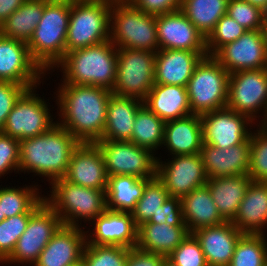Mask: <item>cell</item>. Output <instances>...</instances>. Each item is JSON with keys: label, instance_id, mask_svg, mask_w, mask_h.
Returning <instances> with one entry per match:
<instances>
[{"label": "cell", "instance_id": "cell-1", "mask_svg": "<svg viewBox=\"0 0 267 266\" xmlns=\"http://www.w3.org/2000/svg\"><path fill=\"white\" fill-rule=\"evenodd\" d=\"M56 104L62 127L80 143H95L103 136L112 91L92 86L59 84Z\"/></svg>", "mask_w": 267, "mask_h": 266}, {"label": "cell", "instance_id": "cell-2", "mask_svg": "<svg viewBox=\"0 0 267 266\" xmlns=\"http://www.w3.org/2000/svg\"><path fill=\"white\" fill-rule=\"evenodd\" d=\"M80 142L58 122L43 134L19 141V171L48 178H64L71 155Z\"/></svg>", "mask_w": 267, "mask_h": 266}, {"label": "cell", "instance_id": "cell-3", "mask_svg": "<svg viewBox=\"0 0 267 266\" xmlns=\"http://www.w3.org/2000/svg\"><path fill=\"white\" fill-rule=\"evenodd\" d=\"M117 54L118 49L107 40L65 53L52 70L61 67L64 84L92 85L112 91L116 80Z\"/></svg>", "mask_w": 267, "mask_h": 266}, {"label": "cell", "instance_id": "cell-4", "mask_svg": "<svg viewBox=\"0 0 267 266\" xmlns=\"http://www.w3.org/2000/svg\"><path fill=\"white\" fill-rule=\"evenodd\" d=\"M71 0H45L41 20L27 46L32 58L47 73L66 53Z\"/></svg>", "mask_w": 267, "mask_h": 266}, {"label": "cell", "instance_id": "cell-5", "mask_svg": "<svg viewBox=\"0 0 267 266\" xmlns=\"http://www.w3.org/2000/svg\"><path fill=\"white\" fill-rule=\"evenodd\" d=\"M50 185L51 194L44 197L45 202L63 225L81 227L82 220L90 223L107 210L106 191L73 184L65 178L56 179Z\"/></svg>", "mask_w": 267, "mask_h": 266}, {"label": "cell", "instance_id": "cell-6", "mask_svg": "<svg viewBox=\"0 0 267 266\" xmlns=\"http://www.w3.org/2000/svg\"><path fill=\"white\" fill-rule=\"evenodd\" d=\"M110 41L117 49L157 52L156 16L135 8L128 0L112 2Z\"/></svg>", "mask_w": 267, "mask_h": 266}, {"label": "cell", "instance_id": "cell-7", "mask_svg": "<svg viewBox=\"0 0 267 266\" xmlns=\"http://www.w3.org/2000/svg\"><path fill=\"white\" fill-rule=\"evenodd\" d=\"M229 77L230 73L213 56L203 57L186 86L192 114L201 116L225 108Z\"/></svg>", "mask_w": 267, "mask_h": 266}, {"label": "cell", "instance_id": "cell-8", "mask_svg": "<svg viewBox=\"0 0 267 266\" xmlns=\"http://www.w3.org/2000/svg\"><path fill=\"white\" fill-rule=\"evenodd\" d=\"M109 1H72L66 53L110 40Z\"/></svg>", "mask_w": 267, "mask_h": 266}, {"label": "cell", "instance_id": "cell-9", "mask_svg": "<svg viewBox=\"0 0 267 266\" xmlns=\"http://www.w3.org/2000/svg\"><path fill=\"white\" fill-rule=\"evenodd\" d=\"M156 52L118 49L116 80L112 94L144 101L155 84Z\"/></svg>", "mask_w": 267, "mask_h": 266}, {"label": "cell", "instance_id": "cell-10", "mask_svg": "<svg viewBox=\"0 0 267 266\" xmlns=\"http://www.w3.org/2000/svg\"><path fill=\"white\" fill-rule=\"evenodd\" d=\"M226 107L248 116L254 122L263 116L257 124H264L267 120L266 68L231 73ZM259 111L262 114L258 116Z\"/></svg>", "mask_w": 267, "mask_h": 266}, {"label": "cell", "instance_id": "cell-11", "mask_svg": "<svg viewBox=\"0 0 267 266\" xmlns=\"http://www.w3.org/2000/svg\"><path fill=\"white\" fill-rule=\"evenodd\" d=\"M95 143L102 152L108 177L115 175L136 176L140 179L156 177L158 157L150 150L130 141L100 139Z\"/></svg>", "mask_w": 267, "mask_h": 266}, {"label": "cell", "instance_id": "cell-12", "mask_svg": "<svg viewBox=\"0 0 267 266\" xmlns=\"http://www.w3.org/2000/svg\"><path fill=\"white\" fill-rule=\"evenodd\" d=\"M36 88L27 89L16 101L8 114L2 133L20 141L39 136L57 123L53 122V116L49 112V102L35 93Z\"/></svg>", "mask_w": 267, "mask_h": 266}, {"label": "cell", "instance_id": "cell-13", "mask_svg": "<svg viewBox=\"0 0 267 266\" xmlns=\"http://www.w3.org/2000/svg\"><path fill=\"white\" fill-rule=\"evenodd\" d=\"M61 218L44 202L29 218L25 232L17 241L11 256L2 264L33 265L41 251L62 226Z\"/></svg>", "mask_w": 267, "mask_h": 266}, {"label": "cell", "instance_id": "cell-14", "mask_svg": "<svg viewBox=\"0 0 267 266\" xmlns=\"http://www.w3.org/2000/svg\"><path fill=\"white\" fill-rule=\"evenodd\" d=\"M157 158L156 176L170 196L182 198L207 183L200 153L172 156V160Z\"/></svg>", "mask_w": 267, "mask_h": 266}, {"label": "cell", "instance_id": "cell-15", "mask_svg": "<svg viewBox=\"0 0 267 266\" xmlns=\"http://www.w3.org/2000/svg\"><path fill=\"white\" fill-rule=\"evenodd\" d=\"M45 75L46 72L32 58L27 43L0 34V81L30 89L39 86Z\"/></svg>", "mask_w": 267, "mask_h": 266}, {"label": "cell", "instance_id": "cell-16", "mask_svg": "<svg viewBox=\"0 0 267 266\" xmlns=\"http://www.w3.org/2000/svg\"><path fill=\"white\" fill-rule=\"evenodd\" d=\"M201 122L203 143L221 148L243 143L252 132L248 127L257 123L227 107L202 114Z\"/></svg>", "mask_w": 267, "mask_h": 266}, {"label": "cell", "instance_id": "cell-17", "mask_svg": "<svg viewBox=\"0 0 267 266\" xmlns=\"http://www.w3.org/2000/svg\"><path fill=\"white\" fill-rule=\"evenodd\" d=\"M213 57L228 73L266 68L267 50L261 30L246 31L221 47Z\"/></svg>", "mask_w": 267, "mask_h": 266}, {"label": "cell", "instance_id": "cell-18", "mask_svg": "<svg viewBox=\"0 0 267 266\" xmlns=\"http://www.w3.org/2000/svg\"><path fill=\"white\" fill-rule=\"evenodd\" d=\"M156 31L159 50L207 52L205 36L181 10L157 15Z\"/></svg>", "mask_w": 267, "mask_h": 266}, {"label": "cell", "instance_id": "cell-19", "mask_svg": "<svg viewBox=\"0 0 267 266\" xmlns=\"http://www.w3.org/2000/svg\"><path fill=\"white\" fill-rule=\"evenodd\" d=\"M64 178L86 188L107 190L108 175L105 160L96 143H80L75 148Z\"/></svg>", "mask_w": 267, "mask_h": 266}, {"label": "cell", "instance_id": "cell-20", "mask_svg": "<svg viewBox=\"0 0 267 266\" xmlns=\"http://www.w3.org/2000/svg\"><path fill=\"white\" fill-rule=\"evenodd\" d=\"M85 228L62 225L41 251L32 266H76L82 261L86 244Z\"/></svg>", "mask_w": 267, "mask_h": 266}, {"label": "cell", "instance_id": "cell-21", "mask_svg": "<svg viewBox=\"0 0 267 266\" xmlns=\"http://www.w3.org/2000/svg\"><path fill=\"white\" fill-rule=\"evenodd\" d=\"M91 222L94 229L88 235L86 234V243L136 247L138 227L135 225L131 213L107 209Z\"/></svg>", "mask_w": 267, "mask_h": 266}, {"label": "cell", "instance_id": "cell-22", "mask_svg": "<svg viewBox=\"0 0 267 266\" xmlns=\"http://www.w3.org/2000/svg\"><path fill=\"white\" fill-rule=\"evenodd\" d=\"M200 155L207 178L248 174L250 137L243 143L228 148L203 143Z\"/></svg>", "mask_w": 267, "mask_h": 266}, {"label": "cell", "instance_id": "cell-23", "mask_svg": "<svg viewBox=\"0 0 267 266\" xmlns=\"http://www.w3.org/2000/svg\"><path fill=\"white\" fill-rule=\"evenodd\" d=\"M202 248L208 266H229L234 249L243 235L231 221L192 232Z\"/></svg>", "mask_w": 267, "mask_h": 266}, {"label": "cell", "instance_id": "cell-24", "mask_svg": "<svg viewBox=\"0 0 267 266\" xmlns=\"http://www.w3.org/2000/svg\"><path fill=\"white\" fill-rule=\"evenodd\" d=\"M207 52L162 49L156 52L155 84L186 87L195 67Z\"/></svg>", "mask_w": 267, "mask_h": 266}, {"label": "cell", "instance_id": "cell-25", "mask_svg": "<svg viewBox=\"0 0 267 266\" xmlns=\"http://www.w3.org/2000/svg\"><path fill=\"white\" fill-rule=\"evenodd\" d=\"M231 222L243 234H265V228L267 229V183L251 181L237 214Z\"/></svg>", "mask_w": 267, "mask_h": 266}, {"label": "cell", "instance_id": "cell-26", "mask_svg": "<svg viewBox=\"0 0 267 266\" xmlns=\"http://www.w3.org/2000/svg\"><path fill=\"white\" fill-rule=\"evenodd\" d=\"M202 144L203 135L200 115L191 114L165 123L162 147L165 146L170 155L198 154Z\"/></svg>", "mask_w": 267, "mask_h": 266}, {"label": "cell", "instance_id": "cell-27", "mask_svg": "<svg viewBox=\"0 0 267 266\" xmlns=\"http://www.w3.org/2000/svg\"><path fill=\"white\" fill-rule=\"evenodd\" d=\"M142 100L111 94L107 105L106 123L101 139L129 141Z\"/></svg>", "mask_w": 267, "mask_h": 266}, {"label": "cell", "instance_id": "cell-28", "mask_svg": "<svg viewBox=\"0 0 267 266\" xmlns=\"http://www.w3.org/2000/svg\"><path fill=\"white\" fill-rule=\"evenodd\" d=\"M143 102L165 122L192 114L184 86L154 84Z\"/></svg>", "mask_w": 267, "mask_h": 266}, {"label": "cell", "instance_id": "cell-29", "mask_svg": "<svg viewBox=\"0 0 267 266\" xmlns=\"http://www.w3.org/2000/svg\"><path fill=\"white\" fill-rule=\"evenodd\" d=\"M183 221L189 233L225 222L217 210L208 186L198 187L181 198Z\"/></svg>", "mask_w": 267, "mask_h": 266}, {"label": "cell", "instance_id": "cell-30", "mask_svg": "<svg viewBox=\"0 0 267 266\" xmlns=\"http://www.w3.org/2000/svg\"><path fill=\"white\" fill-rule=\"evenodd\" d=\"M252 179L248 174L208 178L206 185L225 221H232Z\"/></svg>", "mask_w": 267, "mask_h": 266}, {"label": "cell", "instance_id": "cell-31", "mask_svg": "<svg viewBox=\"0 0 267 266\" xmlns=\"http://www.w3.org/2000/svg\"><path fill=\"white\" fill-rule=\"evenodd\" d=\"M188 235L187 226L143 223L138 226L136 247L167 258Z\"/></svg>", "mask_w": 267, "mask_h": 266}, {"label": "cell", "instance_id": "cell-32", "mask_svg": "<svg viewBox=\"0 0 267 266\" xmlns=\"http://www.w3.org/2000/svg\"><path fill=\"white\" fill-rule=\"evenodd\" d=\"M150 179L136 176L115 175L108 177L106 207L110 211L131 213L142 197L145 184Z\"/></svg>", "mask_w": 267, "mask_h": 266}, {"label": "cell", "instance_id": "cell-33", "mask_svg": "<svg viewBox=\"0 0 267 266\" xmlns=\"http://www.w3.org/2000/svg\"><path fill=\"white\" fill-rule=\"evenodd\" d=\"M44 7L45 0H26L0 26V34L28 43L41 20Z\"/></svg>", "mask_w": 267, "mask_h": 266}, {"label": "cell", "instance_id": "cell-34", "mask_svg": "<svg viewBox=\"0 0 267 266\" xmlns=\"http://www.w3.org/2000/svg\"><path fill=\"white\" fill-rule=\"evenodd\" d=\"M22 186H0V205L2 215L5 218L13 217L20 214H33L44 202L45 198L39 193V185Z\"/></svg>", "mask_w": 267, "mask_h": 266}, {"label": "cell", "instance_id": "cell-35", "mask_svg": "<svg viewBox=\"0 0 267 266\" xmlns=\"http://www.w3.org/2000/svg\"><path fill=\"white\" fill-rule=\"evenodd\" d=\"M227 5L228 0H183L180 10L206 38L227 14Z\"/></svg>", "mask_w": 267, "mask_h": 266}, {"label": "cell", "instance_id": "cell-36", "mask_svg": "<svg viewBox=\"0 0 267 266\" xmlns=\"http://www.w3.org/2000/svg\"><path fill=\"white\" fill-rule=\"evenodd\" d=\"M165 123L143 104L137 112L129 141L155 153V150L162 147Z\"/></svg>", "mask_w": 267, "mask_h": 266}, {"label": "cell", "instance_id": "cell-37", "mask_svg": "<svg viewBox=\"0 0 267 266\" xmlns=\"http://www.w3.org/2000/svg\"><path fill=\"white\" fill-rule=\"evenodd\" d=\"M243 234L236 243L229 266H267V235Z\"/></svg>", "mask_w": 267, "mask_h": 266}, {"label": "cell", "instance_id": "cell-38", "mask_svg": "<svg viewBox=\"0 0 267 266\" xmlns=\"http://www.w3.org/2000/svg\"><path fill=\"white\" fill-rule=\"evenodd\" d=\"M169 196L164 184L157 176L150 179L145 184L142 197L137 201L135 209L131 212L135 225L138 227L149 221L152 216H156Z\"/></svg>", "mask_w": 267, "mask_h": 266}, {"label": "cell", "instance_id": "cell-39", "mask_svg": "<svg viewBox=\"0 0 267 266\" xmlns=\"http://www.w3.org/2000/svg\"><path fill=\"white\" fill-rule=\"evenodd\" d=\"M130 249L117 245L86 243L81 262L84 266H126Z\"/></svg>", "mask_w": 267, "mask_h": 266}, {"label": "cell", "instance_id": "cell-40", "mask_svg": "<svg viewBox=\"0 0 267 266\" xmlns=\"http://www.w3.org/2000/svg\"><path fill=\"white\" fill-rule=\"evenodd\" d=\"M250 135V166L248 175L252 181L267 183V127L257 125Z\"/></svg>", "mask_w": 267, "mask_h": 266}, {"label": "cell", "instance_id": "cell-41", "mask_svg": "<svg viewBox=\"0 0 267 266\" xmlns=\"http://www.w3.org/2000/svg\"><path fill=\"white\" fill-rule=\"evenodd\" d=\"M32 214H20L0 222V264L13 253L17 241L25 232Z\"/></svg>", "mask_w": 267, "mask_h": 266}, {"label": "cell", "instance_id": "cell-42", "mask_svg": "<svg viewBox=\"0 0 267 266\" xmlns=\"http://www.w3.org/2000/svg\"><path fill=\"white\" fill-rule=\"evenodd\" d=\"M246 31L228 14L223 15L206 37L207 55L213 56L221 47L237 40Z\"/></svg>", "mask_w": 267, "mask_h": 266}, {"label": "cell", "instance_id": "cell-43", "mask_svg": "<svg viewBox=\"0 0 267 266\" xmlns=\"http://www.w3.org/2000/svg\"><path fill=\"white\" fill-rule=\"evenodd\" d=\"M227 14L247 31L261 30L265 13L244 0H228Z\"/></svg>", "mask_w": 267, "mask_h": 266}, {"label": "cell", "instance_id": "cell-44", "mask_svg": "<svg viewBox=\"0 0 267 266\" xmlns=\"http://www.w3.org/2000/svg\"><path fill=\"white\" fill-rule=\"evenodd\" d=\"M175 266H208L202 248L192 233L167 257Z\"/></svg>", "mask_w": 267, "mask_h": 266}, {"label": "cell", "instance_id": "cell-45", "mask_svg": "<svg viewBox=\"0 0 267 266\" xmlns=\"http://www.w3.org/2000/svg\"><path fill=\"white\" fill-rule=\"evenodd\" d=\"M19 154V140L0 131V177L19 173Z\"/></svg>", "mask_w": 267, "mask_h": 266}, {"label": "cell", "instance_id": "cell-46", "mask_svg": "<svg viewBox=\"0 0 267 266\" xmlns=\"http://www.w3.org/2000/svg\"><path fill=\"white\" fill-rule=\"evenodd\" d=\"M144 223L166 224L167 226H186L183 221L181 198L169 196L156 216Z\"/></svg>", "mask_w": 267, "mask_h": 266}, {"label": "cell", "instance_id": "cell-47", "mask_svg": "<svg viewBox=\"0 0 267 266\" xmlns=\"http://www.w3.org/2000/svg\"><path fill=\"white\" fill-rule=\"evenodd\" d=\"M26 90L27 88L23 85L0 81V131L3 129L8 114L13 109L16 101Z\"/></svg>", "mask_w": 267, "mask_h": 266}, {"label": "cell", "instance_id": "cell-48", "mask_svg": "<svg viewBox=\"0 0 267 266\" xmlns=\"http://www.w3.org/2000/svg\"><path fill=\"white\" fill-rule=\"evenodd\" d=\"M135 8L152 14L161 15L181 9V0H128Z\"/></svg>", "mask_w": 267, "mask_h": 266}, {"label": "cell", "instance_id": "cell-49", "mask_svg": "<svg viewBox=\"0 0 267 266\" xmlns=\"http://www.w3.org/2000/svg\"><path fill=\"white\" fill-rule=\"evenodd\" d=\"M165 256L133 247L128 252L126 266H163Z\"/></svg>", "mask_w": 267, "mask_h": 266}, {"label": "cell", "instance_id": "cell-50", "mask_svg": "<svg viewBox=\"0 0 267 266\" xmlns=\"http://www.w3.org/2000/svg\"><path fill=\"white\" fill-rule=\"evenodd\" d=\"M26 0H0V26L6 21V19Z\"/></svg>", "mask_w": 267, "mask_h": 266}, {"label": "cell", "instance_id": "cell-51", "mask_svg": "<svg viewBox=\"0 0 267 266\" xmlns=\"http://www.w3.org/2000/svg\"><path fill=\"white\" fill-rule=\"evenodd\" d=\"M267 14V0H244Z\"/></svg>", "mask_w": 267, "mask_h": 266}, {"label": "cell", "instance_id": "cell-52", "mask_svg": "<svg viewBox=\"0 0 267 266\" xmlns=\"http://www.w3.org/2000/svg\"><path fill=\"white\" fill-rule=\"evenodd\" d=\"M263 39L265 42L266 50H267V14L264 16L263 26L261 28Z\"/></svg>", "mask_w": 267, "mask_h": 266}, {"label": "cell", "instance_id": "cell-53", "mask_svg": "<svg viewBox=\"0 0 267 266\" xmlns=\"http://www.w3.org/2000/svg\"><path fill=\"white\" fill-rule=\"evenodd\" d=\"M163 266H175L173 263H171L167 258L163 263Z\"/></svg>", "mask_w": 267, "mask_h": 266}, {"label": "cell", "instance_id": "cell-54", "mask_svg": "<svg viewBox=\"0 0 267 266\" xmlns=\"http://www.w3.org/2000/svg\"><path fill=\"white\" fill-rule=\"evenodd\" d=\"M72 1H84V0H72ZM92 1H109V2H114V1H117V0H92Z\"/></svg>", "mask_w": 267, "mask_h": 266}, {"label": "cell", "instance_id": "cell-55", "mask_svg": "<svg viewBox=\"0 0 267 266\" xmlns=\"http://www.w3.org/2000/svg\"><path fill=\"white\" fill-rule=\"evenodd\" d=\"M4 219H5V216L2 215V209H1V205H0V222H1L2 220H4Z\"/></svg>", "mask_w": 267, "mask_h": 266}, {"label": "cell", "instance_id": "cell-56", "mask_svg": "<svg viewBox=\"0 0 267 266\" xmlns=\"http://www.w3.org/2000/svg\"><path fill=\"white\" fill-rule=\"evenodd\" d=\"M76 266H84V265H83L82 262H81L80 264H78V265H76Z\"/></svg>", "mask_w": 267, "mask_h": 266}]
</instances>
